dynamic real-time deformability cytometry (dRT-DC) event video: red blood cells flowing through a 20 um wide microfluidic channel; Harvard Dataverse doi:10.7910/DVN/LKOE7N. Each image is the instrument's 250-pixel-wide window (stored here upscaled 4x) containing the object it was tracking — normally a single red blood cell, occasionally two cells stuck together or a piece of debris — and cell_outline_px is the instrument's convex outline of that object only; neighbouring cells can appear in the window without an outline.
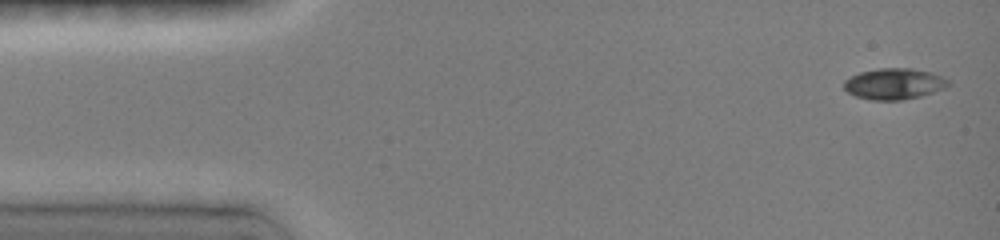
{"species": "common noctule bat (a hibernating species)", "species_latin": "Nyctalus noctula", "temperature_condition": "room temperature", "stored_images_in_passage": 20, "camera_frame_rate_fps": 3000, "um_per_image_px": 0.085, "animal": {"sex": "female", "body_mass_g": 19.0, "forearm_length_mm": 51.5}, "frame": {"image": 1, "passage_image": 1, "time_ms": 0.0, "image_size_px": [1000, 240], "cell_outline_px": [[948, 84], [944, 88], [920, 96], [900, 100], [872, 100], [856, 96], [848, 92], [844, 88], [844, 80], [860, 72], [880, 68], [912, 68], [932, 72], [948, 80]], "centroid_in_image_um": [75.98, 7.12], "position_along_channel_um": 9.0, "area_um2": 18.67}}
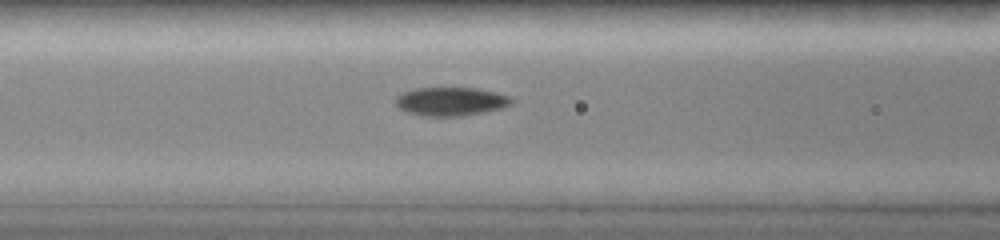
{"frame": {"image": 2, "passage_image": 13, "time_ms": 5.667, "image_size_px": [1000, 240], "cell_outline_px": [[512, 104], [500, 108], [484, 112], [464, 116], [420, 116], [404, 112], [396, 104], [396, 96], [404, 92], [416, 88], [476, 88], [508, 96], [512, 100]], "centroid_in_image_um": [38.27, 8.64], "position_along_channel_um": 128.3, "area_um2": 19.19}}
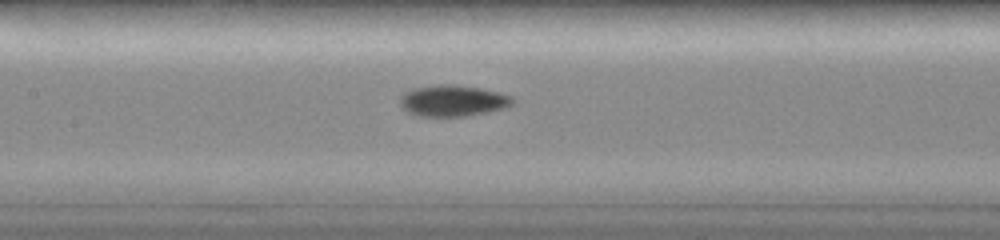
{"frame": {"image": 3, "passage_image": 15, "time_ms": 6.667, "image_size_px": [1000, 240], "cell_outline_px": [[516, 100], [512, 104], [504, 108], [464, 116], [416, 116], [408, 112], [400, 104], [400, 100], [404, 92], [416, 88], [436, 84], [448, 84], [480, 88], [512, 96]], "centroid_in_image_um": [38.48, 8.56], "position_along_channel_um": 168.9, "area_um2": 20.23}}